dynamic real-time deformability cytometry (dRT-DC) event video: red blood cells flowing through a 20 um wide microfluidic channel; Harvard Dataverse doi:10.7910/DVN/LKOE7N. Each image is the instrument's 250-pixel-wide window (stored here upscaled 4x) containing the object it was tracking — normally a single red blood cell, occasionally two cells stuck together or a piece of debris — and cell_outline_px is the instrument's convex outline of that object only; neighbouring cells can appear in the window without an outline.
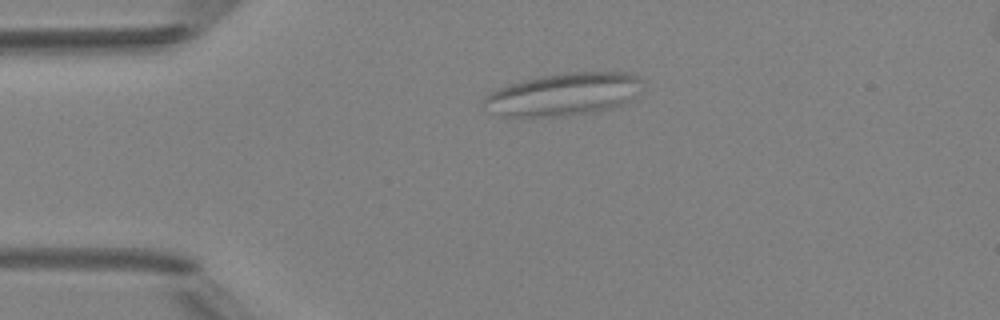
{"species": "Egyptian fruit bat (a non-hibernating species)", "species_latin": "Rousettus aegyptiacus", "temperature_condition": "room temperature", "stored_images_in_passage": 4, "camera_frame_rate_fps": 3000, "um_per_image_px": 0.085, "animal": {"sex": "female"}, "frame": {"image": 1, "passage_image": 3, "time_ms": 2.333, "image_size_px": [1000, 320], "cell_outline_px": [[644, 80], [628, 100], [612, 108], [592, 112], [564, 116], [500, 116], [488, 112], [480, 104], [484, 96], [488, 92], [508, 84], [520, 80], [540, 76], [568, 72], [628, 72], [640, 76]], "centroid_in_image_um": [47.79, 8.01], "position_along_channel_um": 37.2, "area_um2": 39.59}}